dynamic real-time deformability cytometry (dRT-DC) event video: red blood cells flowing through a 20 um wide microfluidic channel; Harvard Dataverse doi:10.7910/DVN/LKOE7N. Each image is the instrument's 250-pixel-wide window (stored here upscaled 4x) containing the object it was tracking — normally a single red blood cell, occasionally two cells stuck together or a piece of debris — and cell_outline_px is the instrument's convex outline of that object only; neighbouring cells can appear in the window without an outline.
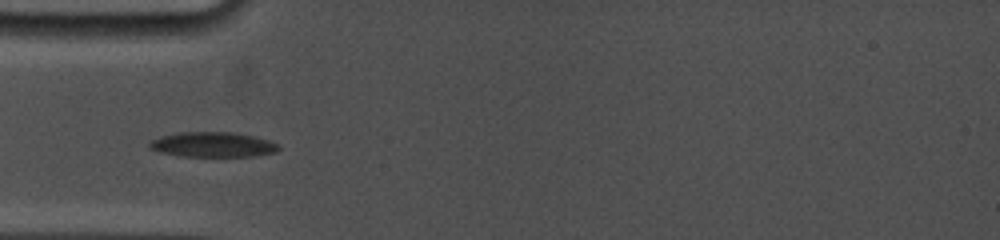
{"species": "common noctule bat (a hibernating species)", "species_latin": "Nyctalus noctula", "temperature_condition": "cold", "stored_images_in_passage": 30, "camera_frame_rate_fps": 5000, "um_per_image_px": 0.085, "animal": {"sex": "female", "body_mass_g": 19.0, "forearm_length_mm": 53.3}, "frame": {"image": 1, "passage_image": 3, "time_ms": 0.8, "image_size_px": [1000, 240], "cell_outline_px": [[280, 148], [276, 152], [252, 156], [180, 156], [160, 152], [148, 148], [148, 144], [152, 140], [160, 136], [180, 132], [232, 132], [252, 136], [268, 140], [276, 144]], "centroid_in_image_um": [18.04, 12.29], "position_along_channel_um": 67.0, "area_um2": 18.67}}
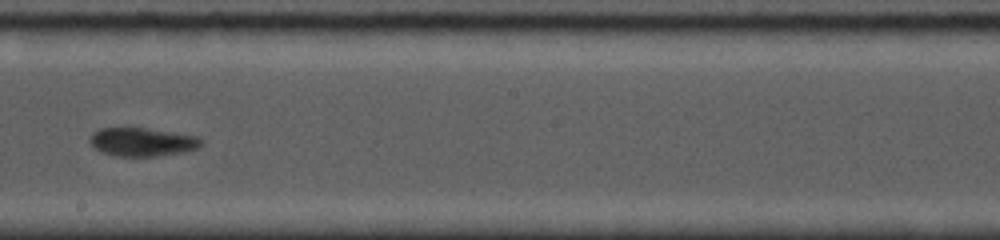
{"frame": {"image": 2, "passage_image": 14, "time_ms": 5.4, "image_size_px": [1000, 240], "cell_outline_px": [[204, 144], [200, 148], [184, 152], [156, 156], [116, 156], [104, 152], [96, 148], [88, 140], [88, 136], [92, 132], [100, 128], [128, 124], [200, 136], [204, 140]], "centroid_in_image_um": [12.12, 12.0], "position_along_channel_um": 236.1, "area_um2": 19.65}}
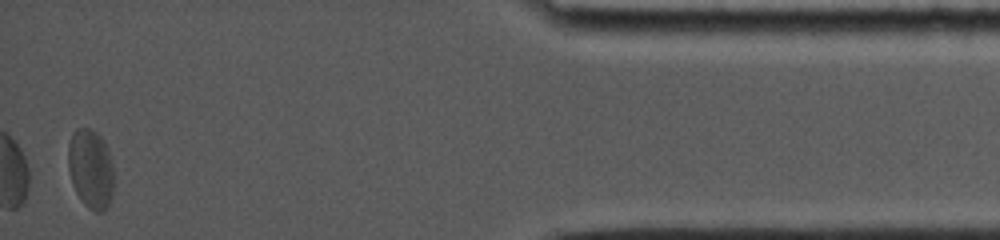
{"frame": {"image": 3, "passage_image": 30, "time_ms": 12.0, "image_size_px": [1000, 240], "cell_outline_px": [[112, 196], [104, 212], [96, 212], [88, 208], [80, 200], [72, 184], [68, 168], [68, 144], [72, 132], [76, 128], [88, 128], [96, 132], [104, 140], [108, 148], [112, 164]], "centroid_in_image_um": [7.69, 14.34], "position_along_channel_um": 427.5, "area_um2": 21.27}, "authors_computed_cell_mechanics": {"area_um2": 19.6231, "velocity_mm_per_s": 3.6844, "shape_relaxation_time_tau1_ms": null, "shape_relaxation_time_tau2_ms": 1.381, "deformation_change_tau1": null, "deformation_change_tau2": 0.045}}